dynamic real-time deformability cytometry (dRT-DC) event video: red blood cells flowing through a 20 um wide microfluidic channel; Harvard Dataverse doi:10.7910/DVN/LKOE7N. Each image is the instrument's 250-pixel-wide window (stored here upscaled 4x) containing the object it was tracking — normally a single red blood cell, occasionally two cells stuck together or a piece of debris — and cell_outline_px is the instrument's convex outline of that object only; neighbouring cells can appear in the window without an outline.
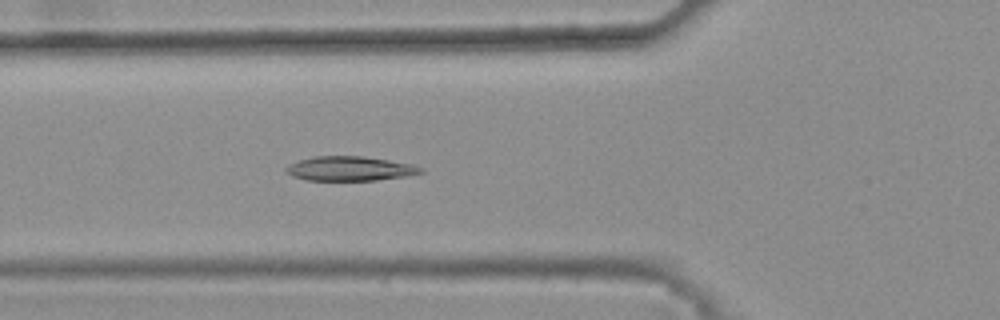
{"species": "common noctule bat (a hibernating species)", "species_latin": "Nyctalus noctula", "temperature_condition": "warm", "stored_images_in_passage": 44, "camera_frame_rate_fps": 3000, "um_per_image_px": 0.085, "animal": {"sex": "female", "body_mass_g": 25.1}, "frame": {"image": 1, "passage_image": 18, "time_ms": 5.667, "image_size_px": [1000, 320], "cell_outline_px": [[424, 172], [408, 176], [376, 180], [304, 180], [292, 176], [284, 172], [284, 168], [288, 164], [312, 156], [364, 156], [412, 164], [424, 168]], "centroid_in_image_um": [29.72, 14.33], "position_along_channel_um": 96.1, "area_um2": 19.36}}
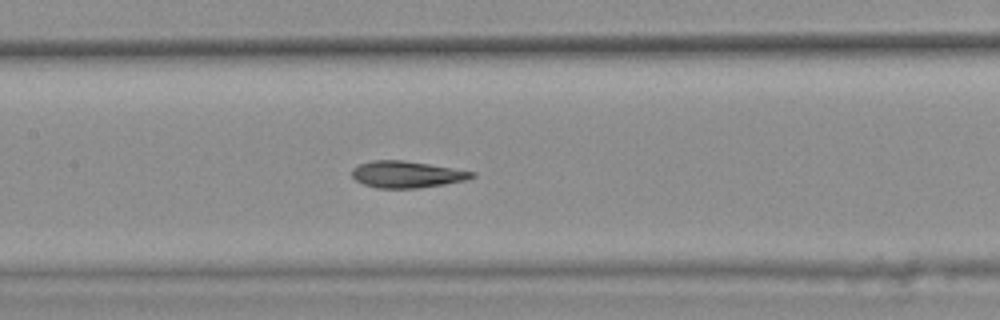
{"frame": {"image": 2, "passage_image": 24, "time_ms": 7.667, "image_size_px": [1000, 320], "cell_outline_px": [[476, 176], [464, 180], [444, 184], [420, 188], [376, 188], [364, 184], [356, 180], [352, 176], [352, 168], [360, 164], [372, 160], [404, 160], [476, 172]], "centroid_in_image_um": [34.56, 14.82], "position_along_channel_um": 172.8, "area_um2": 18.55}}
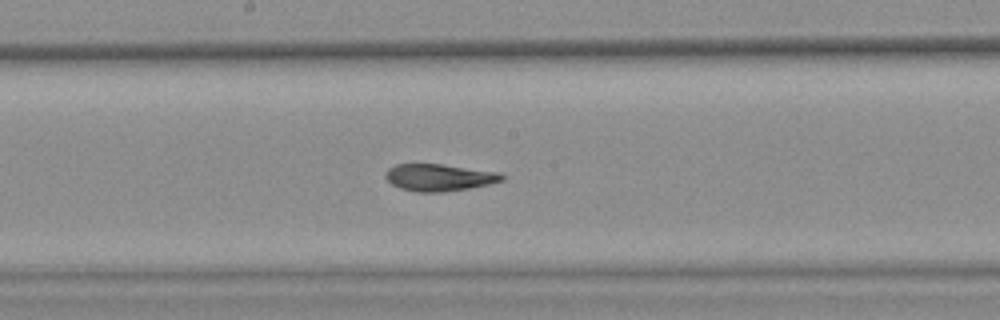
{"frame": {"image": 3, "passage_image": 27, "time_ms": 8.667, "image_size_px": [1000, 320], "cell_outline_px": [[504, 180], [488, 184], [468, 188], [440, 192], [416, 192], [400, 188], [392, 184], [384, 176], [384, 172], [388, 168], [396, 164], [440, 164], [500, 172], [504, 176]], "centroid_in_image_um": [37.3, 15.08], "position_along_channel_um": 210.9, "area_um2": 18.26}, "authors_computed_cell_mechanics": {"area_um2": 19.074, "velocity_mm_per_s": 3.8263, "shape_relaxation_time_tau1_ms": 9.0644, "shape_relaxation_time_tau2_ms": 2.6466, "deformation_change_tau1": 0.2314, "deformation_change_tau2": 0.0806}}